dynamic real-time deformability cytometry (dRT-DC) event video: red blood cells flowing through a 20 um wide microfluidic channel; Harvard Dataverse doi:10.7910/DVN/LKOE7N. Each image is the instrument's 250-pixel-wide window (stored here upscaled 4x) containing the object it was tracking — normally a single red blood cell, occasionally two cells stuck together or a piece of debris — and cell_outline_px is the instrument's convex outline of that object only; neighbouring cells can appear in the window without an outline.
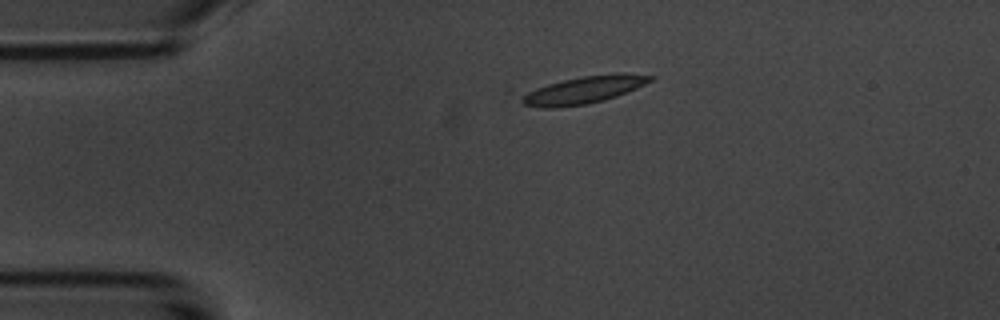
{"species": "common noctule bat (a hibernating species)", "species_latin": "Nyctalus noctula", "temperature_condition": "room temperature", "stored_images_in_passage": 2, "camera_frame_rate_fps": 3000, "um_per_image_px": 0.085, "animal": {"sex": "male", "body_mass_g": 20.1, "forearm_length_mm": 53.5}, "frame": {"image": 1, "passage_image": 1, "time_ms": 0.0, "image_size_px": [1000, 320], "cell_outline_px": [[656, 76], [652, 80], [628, 92], [604, 100], [584, 104], [556, 108], [544, 108], [524, 104], [508, 92], [508, 88], [584, 76], [620, 72]], "centroid_in_image_um": [49.18, 7.63], "position_along_channel_um": 35.8, "area_um2": 22.48}}